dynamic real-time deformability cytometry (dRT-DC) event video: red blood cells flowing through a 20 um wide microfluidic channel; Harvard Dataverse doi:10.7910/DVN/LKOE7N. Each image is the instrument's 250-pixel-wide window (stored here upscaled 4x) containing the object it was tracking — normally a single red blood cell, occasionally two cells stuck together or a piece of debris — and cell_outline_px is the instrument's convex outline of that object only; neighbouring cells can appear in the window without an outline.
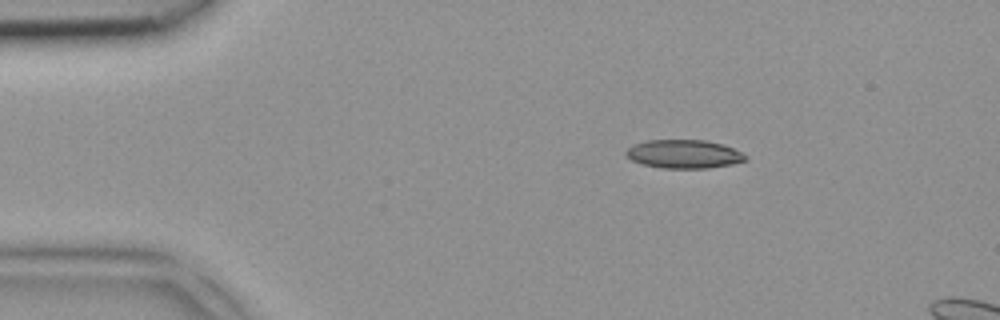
{"species": "common noctule bat (a hibernating species)", "species_latin": "Nyctalus noctula", "temperature_condition": "room temperature", "stored_images_in_passage": 2, "camera_frame_rate_fps": 3000, "um_per_image_px": 0.085, "animal": {"sex": "female", "body_mass_g": 18.4}, "frame": {"image": 1, "passage_image": 1, "time_ms": 0.0, "image_size_px": [1000, 320], "cell_outline_px": [[748, 160], [732, 164], [708, 168], [660, 168], [640, 164], [624, 156], [624, 152], [632, 144], [648, 140], [704, 140], [724, 144], [748, 156]], "centroid_in_image_um": [58.1, 13.09], "position_along_channel_um": 26.9, "area_um2": 20.11}}